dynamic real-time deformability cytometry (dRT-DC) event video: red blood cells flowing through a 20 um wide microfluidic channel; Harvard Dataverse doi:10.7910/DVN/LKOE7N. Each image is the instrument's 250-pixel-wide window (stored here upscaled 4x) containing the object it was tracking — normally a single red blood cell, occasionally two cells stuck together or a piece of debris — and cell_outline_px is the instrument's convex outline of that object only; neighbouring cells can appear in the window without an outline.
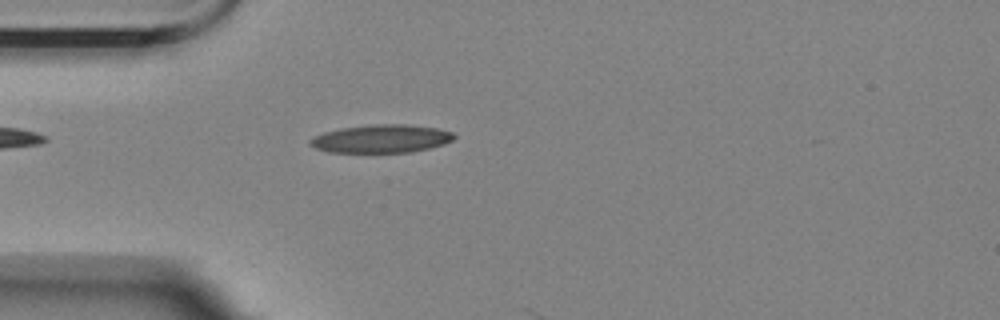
{"species": "Egyptian fruit bat (a non-hibernating species)", "species_latin": "Rousettus aegyptiacus", "temperature_condition": "room temperature", "stored_images_in_passage": 15, "camera_frame_rate_fps": 3000, "um_per_image_px": 0.085, "animal": {"sex": "female"}, "frame": {"image": 1, "passage_image": 14, "time_ms": 4.333, "image_size_px": [1000, 320], "cell_outline_px": [[456, 136], [452, 140], [444, 144], [412, 152], [328, 152], [316, 148], [308, 144], [308, 140], [324, 132], [340, 128], [376, 124], [404, 124], [436, 128], [452, 132]], "centroid_in_image_um": [32.4, 11.79], "position_along_channel_um": 52.6, "area_um2": 23.47}}